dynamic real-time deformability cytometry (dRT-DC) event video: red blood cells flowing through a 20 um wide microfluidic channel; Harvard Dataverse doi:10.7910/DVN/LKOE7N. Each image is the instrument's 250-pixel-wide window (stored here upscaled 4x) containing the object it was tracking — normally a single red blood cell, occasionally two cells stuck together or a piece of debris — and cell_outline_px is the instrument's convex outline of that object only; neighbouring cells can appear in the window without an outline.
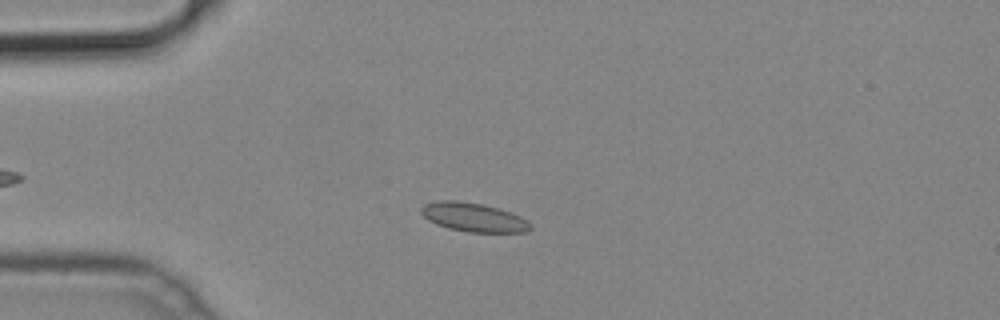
{"species": "common noctule bat (a hibernating species)", "species_latin": "Nyctalus noctula", "temperature_condition": "cold", "stored_images_in_passage": 40, "camera_frame_rate_fps": 3000, "um_per_image_px": 0.085, "animal": {"sex": "male", "body_mass_g": 19.2, "forearm_length_mm": 51.8}, "frame": {"image": 1, "passage_image": 10, "time_ms": 3.0, "image_size_px": [1000, 320], "cell_outline_px": [[532, 228], [528, 232], [468, 232], [448, 228], [436, 224], [428, 220], [420, 212], [420, 208], [424, 204], [440, 200], [456, 200], [484, 204], [520, 216], [528, 220], [532, 224]], "centroid_in_image_um": [40.25, 18.47], "position_along_channel_um": 44.8, "area_um2": 18.44}}
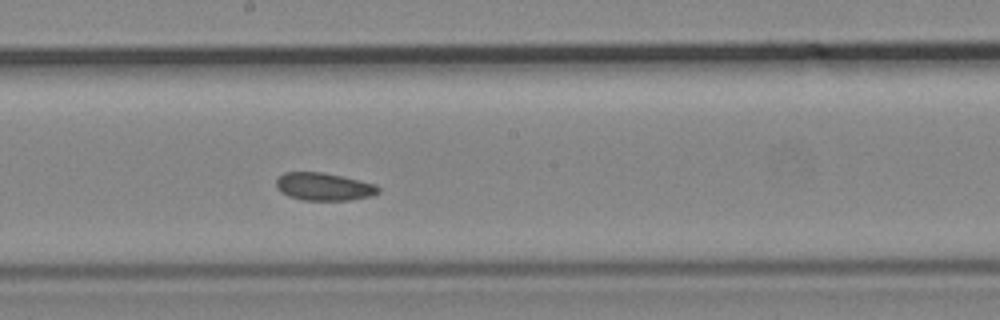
{"frame": {"image": 2, "passage_image": 25, "time_ms": 8.0, "image_size_px": [1000, 320], "cell_outline_px": [[380, 192], [372, 196], [348, 200], [304, 200], [288, 196], [280, 192], [276, 188], [276, 180], [284, 172], [324, 172], [344, 176], [376, 184], [380, 188]], "centroid_in_image_um": [27.54, 15.86], "position_along_channel_um": 220.7, "area_um2": 16.7}}
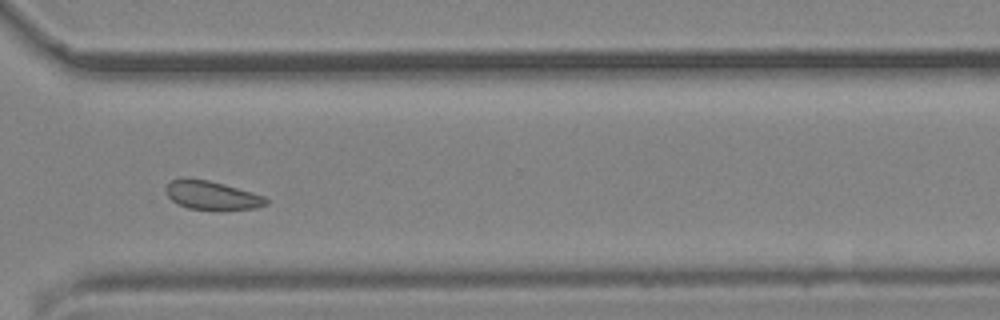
{"frame": {"image": 3, "passage_image": 35, "time_ms": 11.333, "image_size_px": [1000, 320], "cell_outline_px": [[268, 204], [256, 208], [188, 208], [172, 200], [168, 196], [164, 188], [172, 180], [184, 176], [188, 176], [208, 180], [224, 184], [252, 192], [264, 196], [268, 200]], "centroid_in_image_um": [17.97, 16.54], "position_along_channel_um": 352.6, "area_um2": 16.42}}